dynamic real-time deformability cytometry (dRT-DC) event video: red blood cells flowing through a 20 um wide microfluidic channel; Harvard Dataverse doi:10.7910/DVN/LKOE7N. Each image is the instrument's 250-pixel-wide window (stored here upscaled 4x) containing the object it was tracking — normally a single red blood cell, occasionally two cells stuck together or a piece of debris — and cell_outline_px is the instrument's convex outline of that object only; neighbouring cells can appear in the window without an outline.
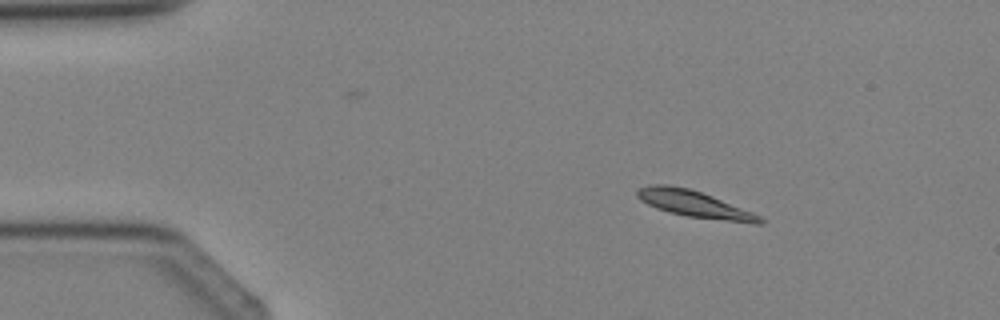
{"species": "Egyptian fruit bat (a non-hibernating species)", "species_latin": "Rousettus aegyptiacus", "temperature_condition": "cold", "stored_images_in_passage": 2, "camera_frame_rate_fps": 3000, "um_per_image_px": 0.085, "animal": {"sex": "female"}, "frame": {"image": 1, "passage_image": 1, "time_ms": 0.0, "image_size_px": [1000, 320], "cell_outline_px": [[764, 224], [752, 224], [688, 216], [668, 212], [656, 208], [640, 200], [636, 196], [636, 192], [640, 188], [648, 184], [668, 184], [688, 188], [712, 196], [752, 212], [760, 216], [764, 220]], "centroid_in_image_um": [59.01, 17.34], "position_along_channel_um": 26.0, "area_um2": 18.96}}